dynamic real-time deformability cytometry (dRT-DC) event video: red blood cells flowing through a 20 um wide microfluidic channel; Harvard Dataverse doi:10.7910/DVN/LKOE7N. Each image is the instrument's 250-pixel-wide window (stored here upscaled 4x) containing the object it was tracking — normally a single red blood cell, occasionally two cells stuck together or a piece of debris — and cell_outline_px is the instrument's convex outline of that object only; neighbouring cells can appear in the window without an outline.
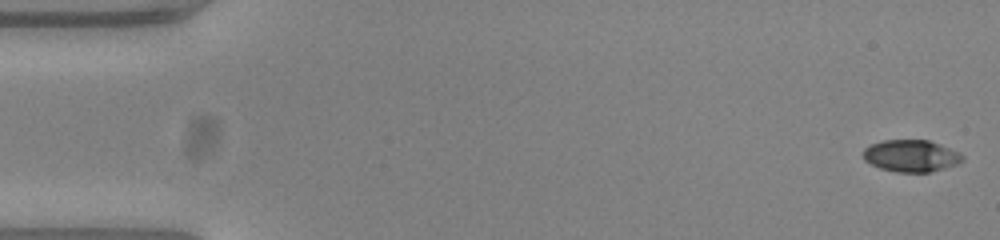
{"species": "common noctule bat (a hibernating species)", "species_latin": "Nyctalus noctula", "temperature_condition": "warm", "stored_images_in_passage": 54, "camera_frame_rate_fps": 3000, "um_per_image_px": 0.085, "animal": {"sex": "female", "body_mass_g": 23.0, "forearm_length_mm": 53.4}, "frame": {"image": 1, "passage_image": 1, "time_ms": 0.0, "image_size_px": [1000, 240], "cell_outline_px": [[964, 160], [956, 164], [944, 168], [928, 172], [896, 172], [880, 168], [864, 160], [864, 148], [872, 144], [884, 140], [928, 140], [940, 144], [960, 152], [964, 156]], "centroid_in_image_um": [77.46, 13.24], "position_along_channel_um": 7.5, "area_um2": 18.38}}
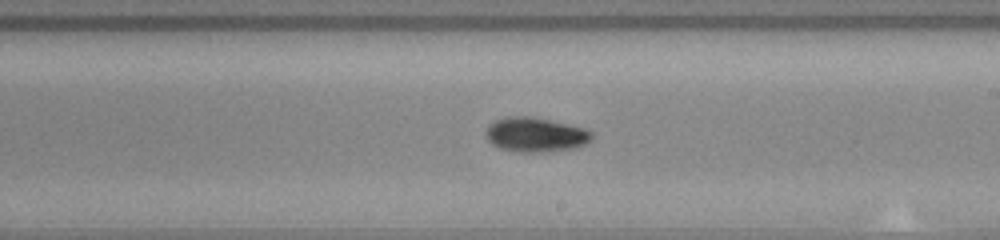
{"frame": {"image": 2, "passage_image": 31, "time_ms": 10.0, "image_size_px": [1000, 240], "cell_outline_px": [[592, 140], [576, 148], [540, 152], [520, 152], [500, 148], [492, 144], [484, 136], [484, 132], [488, 124], [504, 116], [532, 116], [568, 124], [584, 128], [592, 132]], "centroid_in_image_um": [45.48, 11.44], "position_along_channel_um": 243.5, "area_um2": 21.5}}
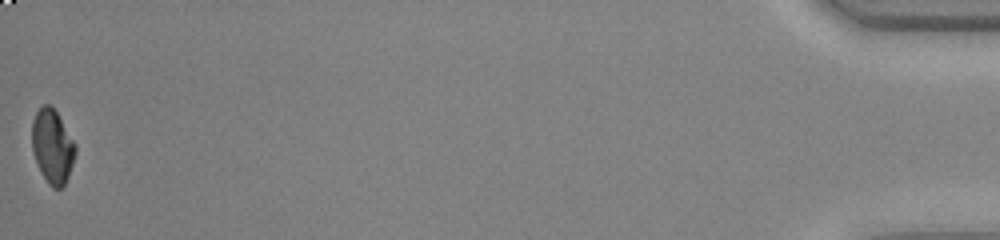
{"frame": {"image": 3, "passage_image": 54, "time_ms": 17.667, "image_size_px": [1000, 240], "cell_outline_px": [[76, 152], [68, 176], [64, 184], [60, 188], [52, 188], [48, 184], [40, 172], [32, 152], [32, 120], [36, 112], [44, 104], [48, 104], [56, 112], [76, 144]], "centroid_in_image_um": [4.44, 12.46], "position_along_channel_um": 430.8, "area_um2": 18.61}, "authors_computed_cell_mechanics": {"area_um2": 19.7098, "velocity_mm_per_s": 3.7826, "shape_relaxation_time_tau1_ms": 3.517, "shape_relaxation_time_tau2_ms": null, "deformation_change_tau1": 0.1768, "deformation_change_tau2": null}}